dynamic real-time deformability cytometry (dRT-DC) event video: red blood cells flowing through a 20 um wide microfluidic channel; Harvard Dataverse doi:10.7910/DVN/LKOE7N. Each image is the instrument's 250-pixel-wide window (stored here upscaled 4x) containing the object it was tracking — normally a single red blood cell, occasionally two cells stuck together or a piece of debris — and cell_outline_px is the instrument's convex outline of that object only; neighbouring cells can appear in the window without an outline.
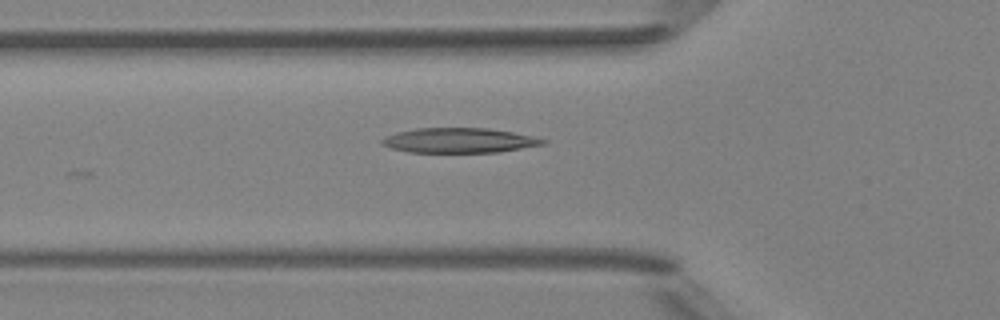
{"species": "Egyptian fruit bat (a non-hibernating species)", "species_latin": "Rousettus aegyptiacus", "temperature_condition": "room temperature", "stored_images_in_passage": 5, "camera_frame_rate_fps": 3000, "um_per_image_px": 0.085, "animal": {"sex": "female"}, "frame": {"image": 1, "passage_image": 5, "time_ms": 4.667, "image_size_px": [1000, 320], "cell_outline_px": [[548, 140], [544, 144], [496, 152], [408, 152], [392, 148], [380, 144], [380, 140], [384, 136], [396, 132], [416, 128], [488, 128], [512, 132], [532, 136]], "centroid_in_image_um": [38.97, 11.93], "position_along_channel_um": 86.8, "area_um2": 23.24}}